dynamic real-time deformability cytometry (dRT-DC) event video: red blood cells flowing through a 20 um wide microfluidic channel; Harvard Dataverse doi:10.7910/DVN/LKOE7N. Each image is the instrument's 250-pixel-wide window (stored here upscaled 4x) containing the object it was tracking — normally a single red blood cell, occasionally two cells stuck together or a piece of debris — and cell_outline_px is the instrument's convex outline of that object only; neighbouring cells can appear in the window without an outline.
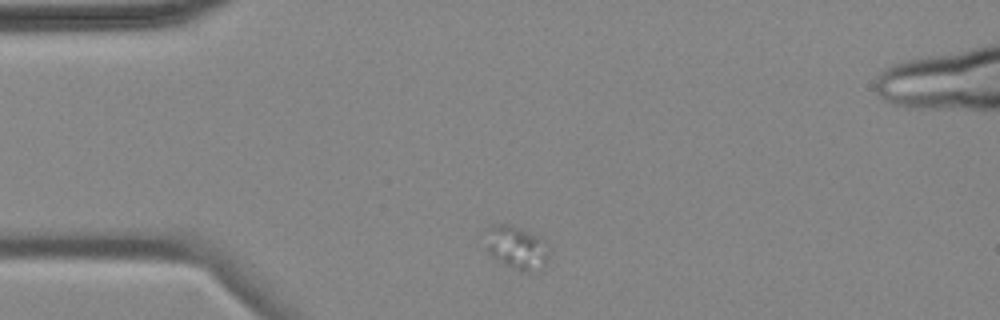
{"species": "common noctule bat (a hibernating species)", "species_latin": "Nyctalus noctula", "temperature_condition": "cold", "stored_images_in_passage": 3, "camera_frame_rate_fps": 3000, "um_per_image_px": 0.085, "animal": {"sex": "female", "body_mass_g": 18.4}, "frame": {"image": 1, "passage_image": 1, "time_ms": 0.0, "image_size_px": [1000, 320], "cell_outline_px": [[552, 252], [544, 268], [528, 272], [520, 272], [504, 264], [492, 256], [488, 252], [484, 228], [492, 224], [504, 224], [528, 232], [548, 248]], "centroid_in_image_um": [43.88, 21.09], "position_along_channel_um": 41.1, "area_um2": 15.84}}